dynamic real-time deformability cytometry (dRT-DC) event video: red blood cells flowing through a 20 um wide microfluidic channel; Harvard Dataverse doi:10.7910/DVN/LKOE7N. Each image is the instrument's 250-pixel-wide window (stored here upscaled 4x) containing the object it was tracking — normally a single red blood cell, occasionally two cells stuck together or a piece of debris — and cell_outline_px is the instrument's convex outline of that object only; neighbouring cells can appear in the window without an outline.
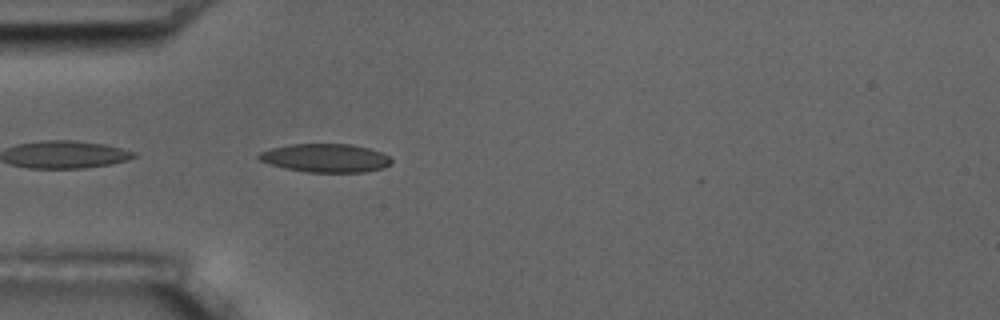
{"species": "common noctule bat (a hibernating species)", "species_latin": "Nyctalus noctula", "temperature_condition": "room temperature", "stored_images_in_passage": 1, "camera_frame_rate_fps": 3000, "um_per_image_px": 0.085, "animal": {"sex": "male", "body_mass_g": 17.5, "forearm_length_mm": 52.3}, "frame": {"image": 1, "passage_image": 1, "time_ms": 0.0, "image_size_px": [1000, 320], "cell_outline_px": [[392, 164], [384, 168], [364, 172], [308, 172], [284, 168], [260, 160], [256, 156], [260, 152], [272, 148], [288, 144], [352, 144], [368, 148], [380, 152], [388, 156], [392, 160]], "centroid_in_image_um": [27.69, 13.43], "position_along_channel_um": 57.3, "area_um2": 21.96}}